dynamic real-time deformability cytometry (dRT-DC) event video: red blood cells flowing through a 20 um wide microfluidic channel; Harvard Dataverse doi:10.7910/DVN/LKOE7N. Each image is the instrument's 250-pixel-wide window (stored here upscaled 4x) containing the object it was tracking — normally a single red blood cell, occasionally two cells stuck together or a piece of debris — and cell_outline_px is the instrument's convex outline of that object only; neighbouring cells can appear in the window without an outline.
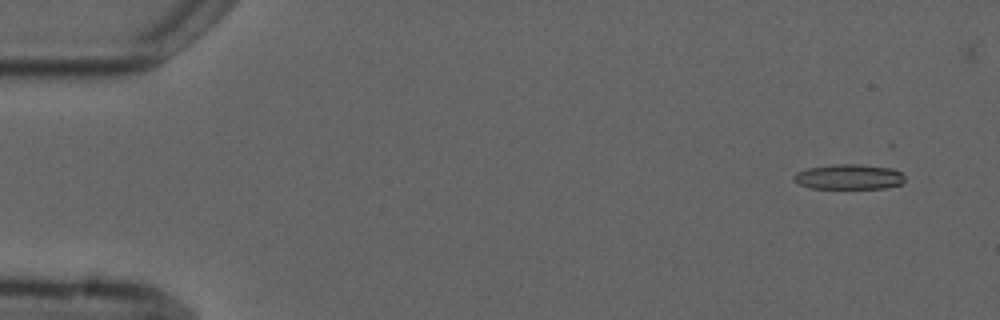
{"species": "common noctule bat (a hibernating species)", "species_latin": "Nyctalus noctula", "temperature_condition": "cold", "stored_images_in_passage": 6, "camera_frame_rate_fps": 3000, "um_per_image_px": 0.085, "animal": {"sex": "male", "forearm_length_mm": 52.5}, "frame": {"image": 1, "passage_image": 2, "time_ms": 1.0, "image_size_px": [1000, 320], "cell_outline_px": [[904, 180], [900, 184], [884, 188], [812, 188], [800, 184], [792, 176], [796, 172], [808, 168], [832, 164], [860, 164], [892, 168], [900, 172], [904, 176]], "centroid_in_image_um": [72.16, 15.02], "position_along_channel_um": 12.8, "area_um2": 16.13}}